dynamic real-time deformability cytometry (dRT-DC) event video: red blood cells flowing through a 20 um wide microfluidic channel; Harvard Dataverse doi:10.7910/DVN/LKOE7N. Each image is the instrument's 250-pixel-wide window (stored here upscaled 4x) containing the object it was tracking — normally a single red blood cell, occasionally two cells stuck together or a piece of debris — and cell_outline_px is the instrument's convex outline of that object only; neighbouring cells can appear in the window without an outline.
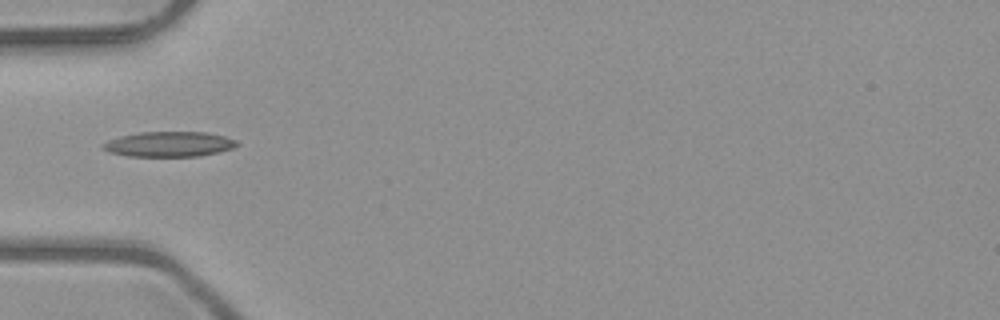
{"species": "common noctule bat (a hibernating species)", "species_latin": "Nyctalus noctula", "temperature_condition": "room temperature", "stored_images_in_passage": 33, "camera_frame_rate_fps": 3000, "um_per_image_px": 0.085, "animal": {"sex": "male", "body_mass_g": 23.1, "forearm_length_mm": 52.7}, "frame": {"image": 1, "passage_image": 1, "time_ms": 0.0, "image_size_px": [1000, 320], "cell_outline_px": [[240, 144], [232, 148], [220, 152], [200, 156], [128, 156], [108, 152], [100, 148], [100, 144], [108, 140], [120, 136], [140, 132], [208, 132], [224, 136], [236, 140]], "centroid_in_image_um": [14.35, 12.25], "position_along_channel_um": 70.7, "area_um2": 19.83}}
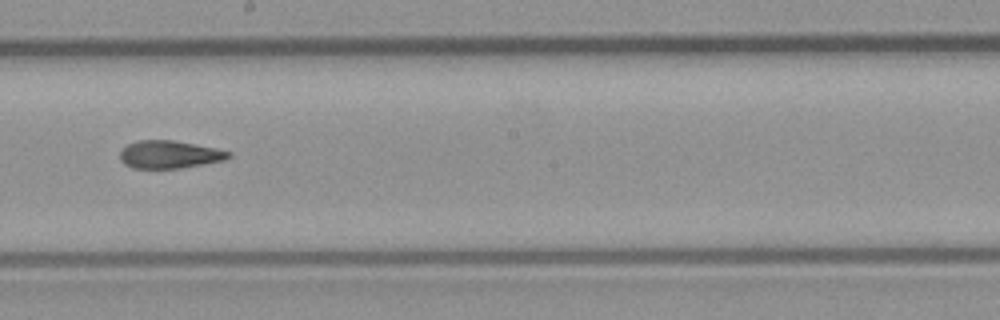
{"frame": {"image": 2, "passage_image": 13, "time_ms": 4.0, "image_size_px": [1000, 320], "cell_outline_px": [[232, 156], [224, 160], [180, 168], [132, 168], [124, 164], [120, 160], [120, 152], [128, 144], [140, 140], [172, 140], [216, 148], [232, 152]], "centroid_in_image_um": [14.41, 13.13], "position_along_channel_um": 233.8, "area_um2": 17.46}}
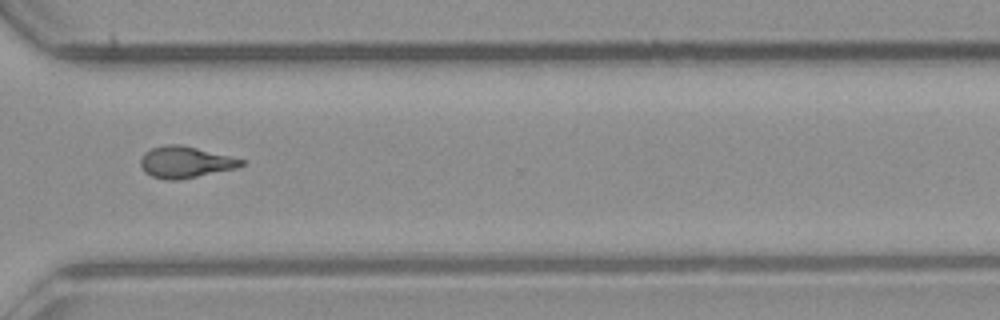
{"frame": {"image": 3, "passage_image": 22, "time_ms": 7.0, "image_size_px": [1000, 320], "cell_outline_px": [[244, 164], [236, 168], [180, 180], [168, 180], [152, 176], [144, 172], [140, 164], [140, 156], [144, 152], [152, 148], [164, 144], [180, 144], [244, 160]], "centroid_in_image_um": [15.69, 13.78], "position_along_channel_um": 354.9, "area_um2": 18.38}, "authors_computed_cell_mechanics": {"area_um2": 17.7446, "velocity_mm_per_s": 4.0406, "shape_relaxation_time_tau1_ms": null, "shape_relaxation_time_tau2_ms": 3.1787, "deformation_change_tau1": null, "deformation_change_tau2": 0.1126}}